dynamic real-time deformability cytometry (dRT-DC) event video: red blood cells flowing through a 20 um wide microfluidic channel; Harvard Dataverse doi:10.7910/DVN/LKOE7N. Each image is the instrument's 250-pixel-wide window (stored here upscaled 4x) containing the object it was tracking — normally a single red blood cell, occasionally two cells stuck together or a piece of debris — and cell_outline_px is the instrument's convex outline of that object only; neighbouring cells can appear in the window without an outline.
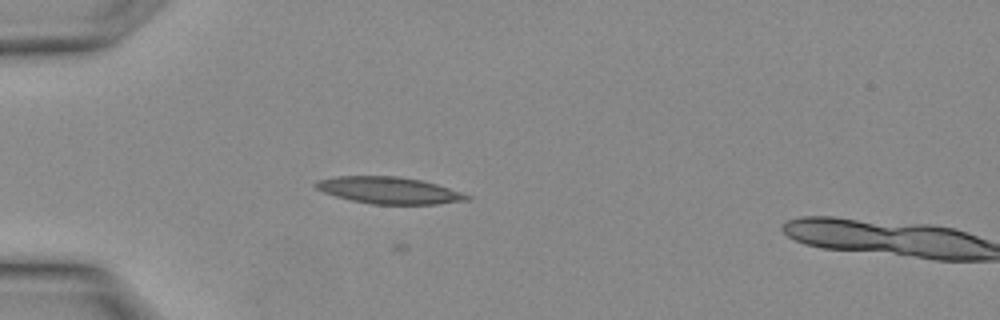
{"species": "Egyptian fruit bat (a non-hibernating species)", "species_latin": "Rousettus aegyptiacus", "temperature_condition": "warm", "stored_images_in_passage": 26, "camera_frame_rate_fps": 3000, "um_per_image_px": 0.085, "animal": {"sex": "female"}, "frame": {"image": 1, "passage_image": 9, "time_ms": 2.667, "image_size_px": [1000, 320], "cell_outline_px": [[472, 200], [436, 204], [372, 204], [352, 200], [336, 196], [324, 192], [316, 188], [312, 184], [316, 180], [336, 176], [396, 176], [420, 180], [436, 184], [472, 196]], "centroid_in_image_um": [33.06, 16.18], "position_along_channel_um": 51.9, "area_um2": 23.52}}
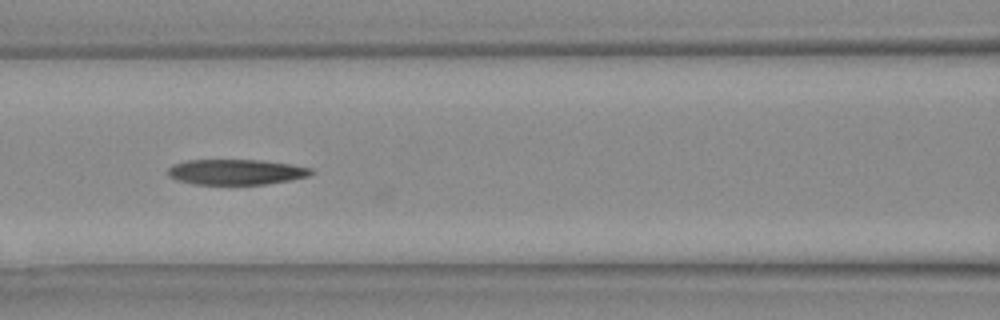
{"frame": {"image": 2, "passage_image": 14, "time_ms": 4.333, "image_size_px": [1000, 320], "cell_outline_px": [[316, 172], [308, 176], [268, 184], [196, 184], [176, 180], [168, 176], [168, 168], [172, 164], [188, 160], [256, 160], [292, 164], [312, 168]], "centroid_in_image_um": [20.06, 14.61], "position_along_channel_um": 146.5, "area_um2": 21.21}}